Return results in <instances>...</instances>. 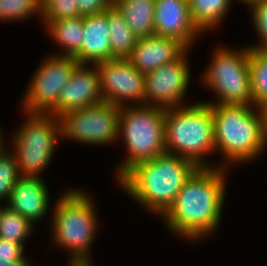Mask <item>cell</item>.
<instances>
[{
	"instance_id": "cell-1",
	"label": "cell",
	"mask_w": 267,
	"mask_h": 266,
	"mask_svg": "<svg viewBox=\"0 0 267 266\" xmlns=\"http://www.w3.org/2000/svg\"><path fill=\"white\" fill-rule=\"evenodd\" d=\"M227 171L223 167H198L162 215L168 230L191 241L217 230L225 202Z\"/></svg>"
},
{
	"instance_id": "cell-2",
	"label": "cell",
	"mask_w": 267,
	"mask_h": 266,
	"mask_svg": "<svg viewBox=\"0 0 267 266\" xmlns=\"http://www.w3.org/2000/svg\"><path fill=\"white\" fill-rule=\"evenodd\" d=\"M197 168L193 161L165 152L135 164L117 182L138 204L162 216Z\"/></svg>"
},
{
	"instance_id": "cell-3",
	"label": "cell",
	"mask_w": 267,
	"mask_h": 266,
	"mask_svg": "<svg viewBox=\"0 0 267 266\" xmlns=\"http://www.w3.org/2000/svg\"><path fill=\"white\" fill-rule=\"evenodd\" d=\"M210 107L215 150L224 157L223 168L229 169L231 163H247L262 154L267 147V139L258 107L242 104H216Z\"/></svg>"
},
{
	"instance_id": "cell-4",
	"label": "cell",
	"mask_w": 267,
	"mask_h": 266,
	"mask_svg": "<svg viewBox=\"0 0 267 266\" xmlns=\"http://www.w3.org/2000/svg\"><path fill=\"white\" fill-rule=\"evenodd\" d=\"M164 130L167 153L189 159L198 167H223L222 162L215 165L206 158L207 154L216 152L209 104L197 101L193 105L166 109Z\"/></svg>"
},
{
	"instance_id": "cell-5",
	"label": "cell",
	"mask_w": 267,
	"mask_h": 266,
	"mask_svg": "<svg viewBox=\"0 0 267 266\" xmlns=\"http://www.w3.org/2000/svg\"><path fill=\"white\" fill-rule=\"evenodd\" d=\"M57 200L51 211L53 242L68 251L69 261H92L89 253L99 222L92 197L71 189Z\"/></svg>"
},
{
	"instance_id": "cell-6",
	"label": "cell",
	"mask_w": 267,
	"mask_h": 266,
	"mask_svg": "<svg viewBox=\"0 0 267 266\" xmlns=\"http://www.w3.org/2000/svg\"><path fill=\"white\" fill-rule=\"evenodd\" d=\"M166 109L142 104L120 107L119 135L128 156L116 169L120 179L135 164L151 160L166 152Z\"/></svg>"
},
{
	"instance_id": "cell-7",
	"label": "cell",
	"mask_w": 267,
	"mask_h": 266,
	"mask_svg": "<svg viewBox=\"0 0 267 266\" xmlns=\"http://www.w3.org/2000/svg\"><path fill=\"white\" fill-rule=\"evenodd\" d=\"M210 58V64L205 67L201 79L203 85L215 93L217 100L205 103L253 105L249 47L243 46L236 50L226 45L219 46Z\"/></svg>"
},
{
	"instance_id": "cell-8",
	"label": "cell",
	"mask_w": 267,
	"mask_h": 266,
	"mask_svg": "<svg viewBox=\"0 0 267 266\" xmlns=\"http://www.w3.org/2000/svg\"><path fill=\"white\" fill-rule=\"evenodd\" d=\"M25 114L27 119L12 135L9 149L22 176H40L53 160L55 146L61 140L60 122L52 113L25 111Z\"/></svg>"
},
{
	"instance_id": "cell-9",
	"label": "cell",
	"mask_w": 267,
	"mask_h": 266,
	"mask_svg": "<svg viewBox=\"0 0 267 266\" xmlns=\"http://www.w3.org/2000/svg\"><path fill=\"white\" fill-rule=\"evenodd\" d=\"M61 139L84 144L109 145L120 140V107L109 102L73 110L61 115ZM101 144V145H100Z\"/></svg>"
},
{
	"instance_id": "cell-10",
	"label": "cell",
	"mask_w": 267,
	"mask_h": 266,
	"mask_svg": "<svg viewBox=\"0 0 267 266\" xmlns=\"http://www.w3.org/2000/svg\"><path fill=\"white\" fill-rule=\"evenodd\" d=\"M79 62L74 57L47 55L36 69L22 100L23 111L48 113Z\"/></svg>"
},
{
	"instance_id": "cell-11",
	"label": "cell",
	"mask_w": 267,
	"mask_h": 266,
	"mask_svg": "<svg viewBox=\"0 0 267 266\" xmlns=\"http://www.w3.org/2000/svg\"><path fill=\"white\" fill-rule=\"evenodd\" d=\"M96 66L103 101L118 107L130 106L132 102L134 105L145 104V74L138 71L128 59L115 58Z\"/></svg>"
},
{
	"instance_id": "cell-12",
	"label": "cell",
	"mask_w": 267,
	"mask_h": 266,
	"mask_svg": "<svg viewBox=\"0 0 267 266\" xmlns=\"http://www.w3.org/2000/svg\"><path fill=\"white\" fill-rule=\"evenodd\" d=\"M187 49L177 60L145 74V104L169 109L182 106L190 84Z\"/></svg>"
},
{
	"instance_id": "cell-13",
	"label": "cell",
	"mask_w": 267,
	"mask_h": 266,
	"mask_svg": "<svg viewBox=\"0 0 267 266\" xmlns=\"http://www.w3.org/2000/svg\"><path fill=\"white\" fill-rule=\"evenodd\" d=\"M101 102H103V98L97 66L79 63L60 91L57 104L48 113L60 117L69 111Z\"/></svg>"
},
{
	"instance_id": "cell-14",
	"label": "cell",
	"mask_w": 267,
	"mask_h": 266,
	"mask_svg": "<svg viewBox=\"0 0 267 266\" xmlns=\"http://www.w3.org/2000/svg\"><path fill=\"white\" fill-rule=\"evenodd\" d=\"M154 34L174 38L191 49L203 33L192 20L188 0H155Z\"/></svg>"
},
{
	"instance_id": "cell-15",
	"label": "cell",
	"mask_w": 267,
	"mask_h": 266,
	"mask_svg": "<svg viewBox=\"0 0 267 266\" xmlns=\"http://www.w3.org/2000/svg\"><path fill=\"white\" fill-rule=\"evenodd\" d=\"M186 50L187 48L174 38L153 34L137 39L127 59L138 71L147 74L177 60Z\"/></svg>"
},
{
	"instance_id": "cell-16",
	"label": "cell",
	"mask_w": 267,
	"mask_h": 266,
	"mask_svg": "<svg viewBox=\"0 0 267 266\" xmlns=\"http://www.w3.org/2000/svg\"><path fill=\"white\" fill-rule=\"evenodd\" d=\"M49 199L48 187L40 176H21L6 205L35 225L49 212Z\"/></svg>"
},
{
	"instance_id": "cell-17",
	"label": "cell",
	"mask_w": 267,
	"mask_h": 266,
	"mask_svg": "<svg viewBox=\"0 0 267 266\" xmlns=\"http://www.w3.org/2000/svg\"><path fill=\"white\" fill-rule=\"evenodd\" d=\"M83 27L82 46L73 57L80 64L91 65L115 59L111 54L107 10L83 16Z\"/></svg>"
},
{
	"instance_id": "cell-18",
	"label": "cell",
	"mask_w": 267,
	"mask_h": 266,
	"mask_svg": "<svg viewBox=\"0 0 267 266\" xmlns=\"http://www.w3.org/2000/svg\"><path fill=\"white\" fill-rule=\"evenodd\" d=\"M113 5L138 39L154 34L155 0H114Z\"/></svg>"
},
{
	"instance_id": "cell-19",
	"label": "cell",
	"mask_w": 267,
	"mask_h": 266,
	"mask_svg": "<svg viewBox=\"0 0 267 266\" xmlns=\"http://www.w3.org/2000/svg\"><path fill=\"white\" fill-rule=\"evenodd\" d=\"M47 33L58 46L64 47L62 54L57 56L73 57L82 46L83 41V16L56 21H43Z\"/></svg>"
},
{
	"instance_id": "cell-20",
	"label": "cell",
	"mask_w": 267,
	"mask_h": 266,
	"mask_svg": "<svg viewBox=\"0 0 267 266\" xmlns=\"http://www.w3.org/2000/svg\"><path fill=\"white\" fill-rule=\"evenodd\" d=\"M107 19L111 54L114 58L127 59L131 55L138 38L114 5L107 10Z\"/></svg>"
},
{
	"instance_id": "cell-21",
	"label": "cell",
	"mask_w": 267,
	"mask_h": 266,
	"mask_svg": "<svg viewBox=\"0 0 267 266\" xmlns=\"http://www.w3.org/2000/svg\"><path fill=\"white\" fill-rule=\"evenodd\" d=\"M192 20L198 29L204 33L220 25L226 18L227 11L233 0H188Z\"/></svg>"
},
{
	"instance_id": "cell-22",
	"label": "cell",
	"mask_w": 267,
	"mask_h": 266,
	"mask_svg": "<svg viewBox=\"0 0 267 266\" xmlns=\"http://www.w3.org/2000/svg\"><path fill=\"white\" fill-rule=\"evenodd\" d=\"M249 71L253 105L267 101V50L249 47Z\"/></svg>"
},
{
	"instance_id": "cell-23",
	"label": "cell",
	"mask_w": 267,
	"mask_h": 266,
	"mask_svg": "<svg viewBox=\"0 0 267 266\" xmlns=\"http://www.w3.org/2000/svg\"><path fill=\"white\" fill-rule=\"evenodd\" d=\"M33 230L34 226L28 219L5 205L0 219L1 239L20 244L25 249V240L33 235Z\"/></svg>"
},
{
	"instance_id": "cell-24",
	"label": "cell",
	"mask_w": 267,
	"mask_h": 266,
	"mask_svg": "<svg viewBox=\"0 0 267 266\" xmlns=\"http://www.w3.org/2000/svg\"><path fill=\"white\" fill-rule=\"evenodd\" d=\"M42 0H0V20L19 21L41 15Z\"/></svg>"
},
{
	"instance_id": "cell-25",
	"label": "cell",
	"mask_w": 267,
	"mask_h": 266,
	"mask_svg": "<svg viewBox=\"0 0 267 266\" xmlns=\"http://www.w3.org/2000/svg\"><path fill=\"white\" fill-rule=\"evenodd\" d=\"M22 175L12 151L4 152L0 156V201L7 203L12 193L13 185Z\"/></svg>"
},
{
	"instance_id": "cell-26",
	"label": "cell",
	"mask_w": 267,
	"mask_h": 266,
	"mask_svg": "<svg viewBox=\"0 0 267 266\" xmlns=\"http://www.w3.org/2000/svg\"><path fill=\"white\" fill-rule=\"evenodd\" d=\"M79 0H42L41 15L43 21H56L81 16L78 9Z\"/></svg>"
},
{
	"instance_id": "cell-27",
	"label": "cell",
	"mask_w": 267,
	"mask_h": 266,
	"mask_svg": "<svg viewBox=\"0 0 267 266\" xmlns=\"http://www.w3.org/2000/svg\"><path fill=\"white\" fill-rule=\"evenodd\" d=\"M248 6L249 10L252 11L250 13H252L253 26L260 38V43L248 47L267 50V0H254Z\"/></svg>"
},
{
	"instance_id": "cell-28",
	"label": "cell",
	"mask_w": 267,
	"mask_h": 266,
	"mask_svg": "<svg viewBox=\"0 0 267 266\" xmlns=\"http://www.w3.org/2000/svg\"><path fill=\"white\" fill-rule=\"evenodd\" d=\"M24 248L17 243L0 238V259L7 262H28L29 258L24 255Z\"/></svg>"
},
{
	"instance_id": "cell-29",
	"label": "cell",
	"mask_w": 267,
	"mask_h": 266,
	"mask_svg": "<svg viewBox=\"0 0 267 266\" xmlns=\"http://www.w3.org/2000/svg\"><path fill=\"white\" fill-rule=\"evenodd\" d=\"M114 0H79L78 9L81 16L99 14L110 9Z\"/></svg>"
},
{
	"instance_id": "cell-30",
	"label": "cell",
	"mask_w": 267,
	"mask_h": 266,
	"mask_svg": "<svg viewBox=\"0 0 267 266\" xmlns=\"http://www.w3.org/2000/svg\"><path fill=\"white\" fill-rule=\"evenodd\" d=\"M259 113L261 115L263 133L267 139V101L262 103L259 107Z\"/></svg>"
},
{
	"instance_id": "cell-31",
	"label": "cell",
	"mask_w": 267,
	"mask_h": 266,
	"mask_svg": "<svg viewBox=\"0 0 267 266\" xmlns=\"http://www.w3.org/2000/svg\"><path fill=\"white\" fill-rule=\"evenodd\" d=\"M28 262H7L0 259V266H27Z\"/></svg>"
},
{
	"instance_id": "cell-32",
	"label": "cell",
	"mask_w": 267,
	"mask_h": 266,
	"mask_svg": "<svg viewBox=\"0 0 267 266\" xmlns=\"http://www.w3.org/2000/svg\"><path fill=\"white\" fill-rule=\"evenodd\" d=\"M67 266H93L92 261H67Z\"/></svg>"
},
{
	"instance_id": "cell-33",
	"label": "cell",
	"mask_w": 267,
	"mask_h": 266,
	"mask_svg": "<svg viewBox=\"0 0 267 266\" xmlns=\"http://www.w3.org/2000/svg\"><path fill=\"white\" fill-rule=\"evenodd\" d=\"M4 141V139H3V135H2V133H1V130H0V156L4 153V152H6L7 150L4 148L5 147V141Z\"/></svg>"
},
{
	"instance_id": "cell-34",
	"label": "cell",
	"mask_w": 267,
	"mask_h": 266,
	"mask_svg": "<svg viewBox=\"0 0 267 266\" xmlns=\"http://www.w3.org/2000/svg\"><path fill=\"white\" fill-rule=\"evenodd\" d=\"M241 1V3L243 2L245 5H248L250 2L254 1V0H239V2Z\"/></svg>"
},
{
	"instance_id": "cell-35",
	"label": "cell",
	"mask_w": 267,
	"mask_h": 266,
	"mask_svg": "<svg viewBox=\"0 0 267 266\" xmlns=\"http://www.w3.org/2000/svg\"><path fill=\"white\" fill-rule=\"evenodd\" d=\"M0 203H1V202H0ZM0 206H1V207H0V219H1V215H2V212H3V210H4L5 207H3L2 204H0Z\"/></svg>"
},
{
	"instance_id": "cell-36",
	"label": "cell",
	"mask_w": 267,
	"mask_h": 266,
	"mask_svg": "<svg viewBox=\"0 0 267 266\" xmlns=\"http://www.w3.org/2000/svg\"><path fill=\"white\" fill-rule=\"evenodd\" d=\"M30 263H31V262L29 261L28 264H27V266H32V264H30Z\"/></svg>"
}]
</instances>
